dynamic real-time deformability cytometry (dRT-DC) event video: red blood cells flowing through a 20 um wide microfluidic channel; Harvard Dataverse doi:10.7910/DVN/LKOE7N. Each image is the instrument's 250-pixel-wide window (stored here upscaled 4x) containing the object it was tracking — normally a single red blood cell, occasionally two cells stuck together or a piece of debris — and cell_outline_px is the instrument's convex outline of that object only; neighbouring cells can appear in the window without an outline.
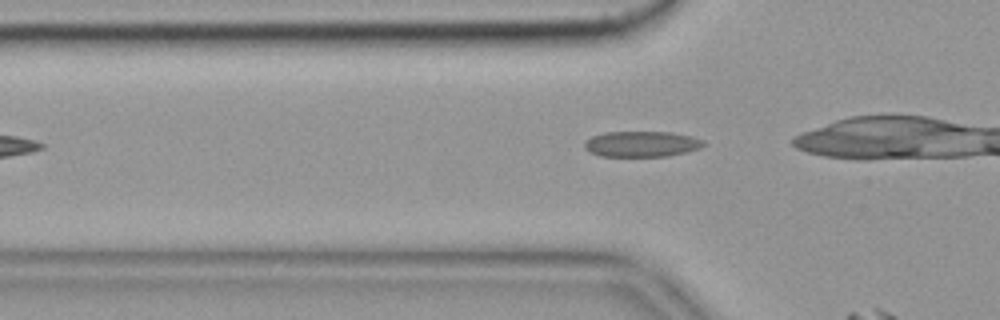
{"species": "common noctule bat (a hibernating species)", "species_latin": "Nyctalus noctula", "temperature_condition": "cold", "stored_images_in_passage": 4, "camera_frame_rate_fps": 3000, "um_per_image_px": 0.085, "animal": {"sex": "female", "body_mass_g": 19.9}, "frame": {"image": 1, "passage_image": 2, "time_ms": 0.333, "image_size_px": [1000, 320], "cell_outline_px": [[704, 144], [700, 148], [668, 156], [600, 156], [588, 152], [584, 148], [584, 144], [592, 136], [604, 132], [668, 132], [692, 136], [704, 140]], "centroid_in_image_um": [54.51, 12.24], "position_along_channel_um": 71.3, "area_um2": 17.74}}